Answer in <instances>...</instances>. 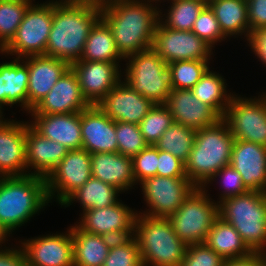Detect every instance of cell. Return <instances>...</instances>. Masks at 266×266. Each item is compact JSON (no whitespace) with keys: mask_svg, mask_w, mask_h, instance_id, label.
Returning a JSON list of instances; mask_svg holds the SVG:
<instances>
[{"mask_svg":"<svg viewBox=\"0 0 266 266\" xmlns=\"http://www.w3.org/2000/svg\"><path fill=\"white\" fill-rule=\"evenodd\" d=\"M142 1L113 0L101 5V18L111 28L117 50L124 60L153 45L161 10Z\"/></svg>","mask_w":266,"mask_h":266,"instance_id":"6da1fadb","label":"cell"},{"mask_svg":"<svg viewBox=\"0 0 266 266\" xmlns=\"http://www.w3.org/2000/svg\"><path fill=\"white\" fill-rule=\"evenodd\" d=\"M101 19V5L88 3H54L53 21L45 56L78 61L91 29Z\"/></svg>","mask_w":266,"mask_h":266,"instance_id":"7a4b0ae2","label":"cell"},{"mask_svg":"<svg viewBox=\"0 0 266 266\" xmlns=\"http://www.w3.org/2000/svg\"><path fill=\"white\" fill-rule=\"evenodd\" d=\"M234 141L223 119L211 127L196 130L194 145L185 162L186 176L196 187H206L214 174L230 164Z\"/></svg>","mask_w":266,"mask_h":266,"instance_id":"3957f363","label":"cell"},{"mask_svg":"<svg viewBox=\"0 0 266 266\" xmlns=\"http://www.w3.org/2000/svg\"><path fill=\"white\" fill-rule=\"evenodd\" d=\"M48 203L45 178L0 177V223L9 233L28 222Z\"/></svg>","mask_w":266,"mask_h":266,"instance_id":"277c9868","label":"cell"},{"mask_svg":"<svg viewBox=\"0 0 266 266\" xmlns=\"http://www.w3.org/2000/svg\"><path fill=\"white\" fill-rule=\"evenodd\" d=\"M140 213L134 222V237L143 266H180L188 245L179 239L170 221Z\"/></svg>","mask_w":266,"mask_h":266,"instance_id":"5b68a950","label":"cell"},{"mask_svg":"<svg viewBox=\"0 0 266 266\" xmlns=\"http://www.w3.org/2000/svg\"><path fill=\"white\" fill-rule=\"evenodd\" d=\"M218 213L232 225L252 252L266 253V192L245 194L217 201Z\"/></svg>","mask_w":266,"mask_h":266,"instance_id":"8992f818","label":"cell"},{"mask_svg":"<svg viewBox=\"0 0 266 266\" xmlns=\"http://www.w3.org/2000/svg\"><path fill=\"white\" fill-rule=\"evenodd\" d=\"M124 81L154 104H165L172 90L169 65L151 48L130 55Z\"/></svg>","mask_w":266,"mask_h":266,"instance_id":"52a82bcc","label":"cell"},{"mask_svg":"<svg viewBox=\"0 0 266 266\" xmlns=\"http://www.w3.org/2000/svg\"><path fill=\"white\" fill-rule=\"evenodd\" d=\"M205 187H196L167 219L179 239L187 245L203 243L219 216L218 203L211 201Z\"/></svg>","mask_w":266,"mask_h":266,"instance_id":"ba28073f","label":"cell"},{"mask_svg":"<svg viewBox=\"0 0 266 266\" xmlns=\"http://www.w3.org/2000/svg\"><path fill=\"white\" fill-rule=\"evenodd\" d=\"M53 2L31 4L15 36L0 52L16 55L18 59L44 55L52 27Z\"/></svg>","mask_w":266,"mask_h":266,"instance_id":"9c48e42d","label":"cell"},{"mask_svg":"<svg viewBox=\"0 0 266 266\" xmlns=\"http://www.w3.org/2000/svg\"><path fill=\"white\" fill-rule=\"evenodd\" d=\"M260 98H242L233 95L223 120L233 137L266 147V94Z\"/></svg>","mask_w":266,"mask_h":266,"instance_id":"30bf717a","label":"cell"},{"mask_svg":"<svg viewBox=\"0 0 266 266\" xmlns=\"http://www.w3.org/2000/svg\"><path fill=\"white\" fill-rule=\"evenodd\" d=\"M149 211L141 213L152 218H168L196 188L188 177H149L140 182Z\"/></svg>","mask_w":266,"mask_h":266,"instance_id":"8fae6325","label":"cell"},{"mask_svg":"<svg viewBox=\"0 0 266 266\" xmlns=\"http://www.w3.org/2000/svg\"><path fill=\"white\" fill-rule=\"evenodd\" d=\"M90 153L81 148L69 150L46 178L49 202L55 197L62 206L66 199L91 178Z\"/></svg>","mask_w":266,"mask_h":266,"instance_id":"7c38bea8","label":"cell"},{"mask_svg":"<svg viewBox=\"0 0 266 266\" xmlns=\"http://www.w3.org/2000/svg\"><path fill=\"white\" fill-rule=\"evenodd\" d=\"M152 49L167 64L179 60H210L212 47L193 31H179L158 22Z\"/></svg>","mask_w":266,"mask_h":266,"instance_id":"4fadbf2b","label":"cell"},{"mask_svg":"<svg viewBox=\"0 0 266 266\" xmlns=\"http://www.w3.org/2000/svg\"><path fill=\"white\" fill-rule=\"evenodd\" d=\"M136 215L137 212L118 201L109 207L84 211L76 225L87 233L118 240L134 236Z\"/></svg>","mask_w":266,"mask_h":266,"instance_id":"5bb4252c","label":"cell"},{"mask_svg":"<svg viewBox=\"0 0 266 266\" xmlns=\"http://www.w3.org/2000/svg\"><path fill=\"white\" fill-rule=\"evenodd\" d=\"M118 66V63L86 60L71 64L82 94L90 105H97L121 81Z\"/></svg>","mask_w":266,"mask_h":266,"instance_id":"9a60e30c","label":"cell"},{"mask_svg":"<svg viewBox=\"0 0 266 266\" xmlns=\"http://www.w3.org/2000/svg\"><path fill=\"white\" fill-rule=\"evenodd\" d=\"M68 233V234H67ZM65 234L25 240L21 247L29 266H74L71 227Z\"/></svg>","mask_w":266,"mask_h":266,"instance_id":"2e32d148","label":"cell"},{"mask_svg":"<svg viewBox=\"0 0 266 266\" xmlns=\"http://www.w3.org/2000/svg\"><path fill=\"white\" fill-rule=\"evenodd\" d=\"M154 103L120 81L97 106L112 120L139 124Z\"/></svg>","mask_w":266,"mask_h":266,"instance_id":"e0dca14e","label":"cell"},{"mask_svg":"<svg viewBox=\"0 0 266 266\" xmlns=\"http://www.w3.org/2000/svg\"><path fill=\"white\" fill-rule=\"evenodd\" d=\"M91 105L84 98L76 73L70 67L50 92L31 110V114H68L81 112Z\"/></svg>","mask_w":266,"mask_h":266,"instance_id":"ac0fdd59","label":"cell"},{"mask_svg":"<svg viewBox=\"0 0 266 266\" xmlns=\"http://www.w3.org/2000/svg\"><path fill=\"white\" fill-rule=\"evenodd\" d=\"M28 124L14 120H4L0 124V177L30 175L31 171H25Z\"/></svg>","mask_w":266,"mask_h":266,"instance_id":"d6986e66","label":"cell"},{"mask_svg":"<svg viewBox=\"0 0 266 266\" xmlns=\"http://www.w3.org/2000/svg\"><path fill=\"white\" fill-rule=\"evenodd\" d=\"M230 165L249 191L266 192V147L235 139Z\"/></svg>","mask_w":266,"mask_h":266,"instance_id":"ffe728a7","label":"cell"},{"mask_svg":"<svg viewBox=\"0 0 266 266\" xmlns=\"http://www.w3.org/2000/svg\"><path fill=\"white\" fill-rule=\"evenodd\" d=\"M21 60L28 67V107L33 110L71 65L45 55L28 56Z\"/></svg>","mask_w":266,"mask_h":266,"instance_id":"44dd1931","label":"cell"},{"mask_svg":"<svg viewBox=\"0 0 266 266\" xmlns=\"http://www.w3.org/2000/svg\"><path fill=\"white\" fill-rule=\"evenodd\" d=\"M165 105L174 122L195 130L211 127L222 119L210 106L194 96L190 89L172 88Z\"/></svg>","mask_w":266,"mask_h":266,"instance_id":"7402d4cb","label":"cell"},{"mask_svg":"<svg viewBox=\"0 0 266 266\" xmlns=\"http://www.w3.org/2000/svg\"><path fill=\"white\" fill-rule=\"evenodd\" d=\"M82 148L90 154L118 152L115 121L97 105L81 111Z\"/></svg>","mask_w":266,"mask_h":266,"instance_id":"603a6c76","label":"cell"},{"mask_svg":"<svg viewBox=\"0 0 266 266\" xmlns=\"http://www.w3.org/2000/svg\"><path fill=\"white\" fill-rule=\"evenodd\" d=\"M29 123L39 134L69 150L82 148L81 112L68 114H31Z\"/></svg>","mask_w":266,"mask_h":266,"instance_id":"cb8c5ba5","label":"cell"},{"mask_svg":"<svg viewBox=\"0 0 266 266\" xmlns=\"http://www.w3.org/2000/svg\"><path fill=\"white\" fill-rule=\"evenodd\" d=\"M69 149L39 134L30 124L26 127V163L34 172L30 175L47 178Z\"/></svg>","mask_w":266,"mask_h":266,"instance_id":"d4e9b609","label":"cell"},{"mask_svg":"<svg viewBox=\"0 0 266 266\" xmlns=\"http://www.w3.org/2000/svg\"><path fill=\"white\" fill-rule=\"evenodd\" d=\"M90 156L92 177L115 186L121 192L135 185L132 157L118 152L92 153Z\"/></svg>","mask_w":266,"mask_h":266,"instance_id":"484cf974","label":"cell"},{"mask_svg":"<svg viewBox=\"0 0 266 266\" xmlns=\"http://www.w3.org/2000/svg\"><path fill=\"white\" fill-rule=\"evenodd\" d=\"M21 59L15 58L12 62L0 64V108L3 105L12 106L21 103L28 113V67Z\"/></svg>","mask_w":266,"mask_h":266,"instance_id":"4316f807","label":"cell"},{"mask_svg":"<svg viewBox=\"0 0 266 266\" xmlns=\"http://www.w3.org/2000/svg\"><path fill=\"white\" fill-rule=\"evenodd\" d=\"M74 266H103L113 239L71 226Z\"/></svg>","mask_w":266,"mask_h":266,"instance_id":"83f0119b","label":"cell"},{"mask_svg":"<svg viewBox=\"0 0 266 266\" xmlns=\"http://www.w3.org/2000/svg\"><path fill=\"white\" fill-rule=\"evenodd\" d=\"M207 4L213 10L225 37L244 33L248 41L250 28L247 0H210Z\"/></svg>","mask_w":266,"mask_h":266,"instance_id":"f1b7e54d","label":"cell"},{"mask_svg":"<svg viewBox=\"0 0 266 266\" xmlns=\"http://www.w3.org/2000/svg\"><path fill=\"white\" fill-rule=\"evenodd\" d=\"M205 243L224 259L242 258L253 253L236 229L219 216L215 219Z\"/></svg>","mask_w":266,"mask_h":266,"instance_id":"f546056e","label":"cell"},{"mask_svg":"<svg viewBox=\"0 0 266 266\" xmlns=\"http://www.w3.org/2000/svg\"><path fill=\"white\" fill-rule=\"evenodd\" d=\"M122 59L111 28L101 18L91 29L79 60L119 63Z\"/></svg>","mask_w":266,"mask_h":266,"instance_id":"4dcf8cb0","label":"cell"},{"mask_svg":"<svg viewBox=\"0 0 266 266\" xmlns=\"http://www.w3.org/2000/svg\"><path fill=\"white\" fill-rule=\"evenodd\" d=\"M119 189L110 184L104 183L101 180L91 178L74 193H72L62 204L68 207L72 201L78 200L82 205L83 212L88 209H102L109 207L118 202Z\"/></svg>","mask_w":266,"mask_h":266,"instance_id":"1f68e13d","label":"cell"},{"mask_svg":"<svg viewBox=\"0 0 266 266\" xmlns=\"http://www.w3.org/2000/svg\"><path fill=\"white\" fill-rule=\"evenodd\" d=\"M209 69L191 89L202 103L210 106L221 118L225 115L226 109L232 98L227 94L224 78Z\"/></svg>","mask_w":266,"mask_h":266,"instance_id":"d6a6232c","label":"cell"},{"mask_svg":"<svg viewBox=\"0 0 266 266\" xmlns=\"http://www.w3.org/2000/svg\"><path fill=\"white\" fill-rule=\"evenodd\" d=\"M195 136V129L173 122L154 146L160 151L171 153L185 163L194 145Z\"/></svg>","mask_w":266,"mask_h":266,"instance_id":"836d02e7","label":"cell"},{"mask_svg":"<svg viewBox=\"0 0 266 266\" xmlns=\"http://www.w3.org/2000/svg\"><path fill=\"white\" fill-rule=\"evenodd\" d=\"M206 5L201 0H172L169 13L165 17L167 19L162 21V13L159 12V22L170 29L192 31L195 20Z\"/></svg>","mask_w":266,"mask_h":266,"instance_id":"e575fe53","label":"cell"},{"mask_svg":"<svg viewBox=\"0 0 266 266\" xmlns=\"http://www.w3.org/2000/svg\"><path fill=\"white\" fill-rule=\"evenodd\" d=\"M32 0L0 1V51L15 36Z\"/></svg>","mask_w":266,"mask_h":266,"instance_id":"d590c367","label":"cell"},{"mask_svg":"<svg viewBox=\"0 0 266 266\" xmlns=\"http://www.w3.org/2000/svg\"><path fill=\"white\" fill-rule=\"evenodd\" d=\"M209 60H179L169 63L172 88L192 89L209 69Z\"/></svg>","mask_w":266,"mask_h":266,"instance_id":"8d00e7d4","label":"cell"},{"mask_svg":"<svg viewBox=\"0 0 266 266\" xmlns=\"http://www.w3.org/2000/svg\"><path fill=\"white\" fill-rule=\"evenodd\" d=\"M173 122L165 104H154L138 125L148 145H154Z\"/></svg>","mask_w":266,"mask_h":266,"instance_id":"74e56055","label":"cell"},{"mask_svg":"<svg viewBox=\"0 0 266 266\" xmlns=\"http://www.w3.org/2000/svg\"><path fill=\"white\" fill-rule=\"evenodd\" d=\"M103 266H143L135 237L113 240Z\"/></svg>","mask_w":266,"mask_h":266,"instance_id":"f35d334b","label":"cell"},{"mask_svg":"<svg viewBox=\"0 0 266 266\" xmlns=\"http://www.w3.org/2000/svg\"><path fill=\"white\" fill-rule=\"evenodd\" d=\"M118 153L133 157L148 146L138 124L115 121Z\"/></svg>","mask_w":266,"mask_h":266,"instance_id":"ab89813d","label":"cell"},{"mask_svg":"<svg viewBox=\"0 0 266 266\" xmlns=\"http://www.w3.org/2000/svg\"><path fill=\"white\" fill-rule=\"evenodd\" d=\"M192 31L211 47H214L213 45H215L216 42H221L226 38L222 34L219 22L208 4L195 20Z\"/></svg>","mask_w":266,"mask_h":266,"instance_id":"60d3db41","label":"cell"},{"mask_svg":"<svg viewBox=\"0 0 266 266\" xmlns=\"http://www.w3.org/2000/svg\"><path fill=\"white\" fill-rule=\"evenodd\" d=\"M225 259L205 242L190 244L180 266H223Z\"/></svg>","mask_w":266,"mask_h":266,"instance_id":"b9f144b4","label":"cell"},{"mask_svg":"<svg viewBox=\"0 0 266 266\" xmlns=\"http://www.w3.org/2000/svg\"><path fill=\"white\" fill-rule=\"evenodd\" d=\"M132 159L133 174L137 183L157 175L158 149L154 145H148Z\"/></svg>","mask_w":266,"mask_h":266,"instance_id":"7bdbcfd3","label":"cell"},{"mask_svg":"<svg viewBox=\"0 0 266 266\" xmlns=\"http://www.w3.org/2000/svg\"><path fill=\"white\" fill-rule=\"evenodd\" d=\"M217 177H221L223 180L221 183L223 184V189L225 190L222 191V194H220L221 201H223L225 198L242 195L249 191L243 184L239 172L230 164L220 169L206 184L212 182V180L214 181V179L216 180Z\"/></svg>","mask_w":266,"mask_h":266,"instance_id":"ee69618b","label":"cell"},{"mask_svg":"<svg viewBox=\"0 0 266 266\" xmlns=\"http://www.w3.org/2000/svg\"><path fill=\"white\" fill-rule=\"evenodd\" d=\"M157 176L187 177L185 163L169 152L158 150Z\"/></svg>","mask_w":266,"mask_h":266,"instance_id":"f6af8a7d","label":"cell"},{"mask_svg":"<svg viewBox=\"0 0 266 266\" xmlns=\"http://www.w3.org/2000/svg\"><path fill=\"white\" fill-rule=\"evenodd\" d=\"M250 34L266 27V0H247Z\"/></svg>","mask_w":266,"mask_h":266,"instance_id":"bcb514c9","label":"cell"},{"mask_svg":"<svg viewBox=\"0 0 266 266\" xmlns=\"http://www.w3.org/2000/svg\"><path fill=\"white\" fill-rule=\"evenodd\" d=\"M248 42L255 55H257L263 64H266V27L252 32Z\"/></svg>","mask_w":266,"mask_h":266,"instance_id":"7dc6e473","label":"cell"},{"mask_svg":"<svg viewBox=\"0 0 266 266\" xmlns=\"http://www.w3.org/2000/svg\"><path fill=\"white\" fill-rule=\"evenodd\" d=\"M0 266H29L22 247L0 249Z\"/></svg>","mask_w":266,"mask_h":266,"instance_id":"c3c4849f","label":"cell"},{"mask_svg":"<svg viewBox=\"0 0 266 266\" xmlns=\"http://www.w3.org/2000/svg\"><path fill=\"white\" fill-rule=\"evenodd\" d=\"M223 266H266V253L253 252L246 257L225 259Z\"/></svg>","mask_w":266,"mask_h":266,"instance_id":"681fc988","label":"cell"},{"mask_svg":"<svg viewBox=\"0 0 266 266\" xmlns=\"http://www.w3.org/2000/svg\"><path fill=\"white\" fill-rule=\"evenodd\" d=\"M8 234V235H7ZM11 233H9L0 223V245L1 243L3 244V242L6 240L7 236H10Z\"/></svg>","mask_w":266,"mask_h":266,"instance_id":"f907efd6","label":"cell"},{"mask_svg":"<svg viewBox=\"0 0 266 266\" xmlns=\"http://www.w3.org/2000/svg\"><path fill=\"white\" fill-rule=\"evenodd\" d=\"M93 0H59V1H55L54 3H88L91 2Z\"/></svg>","mask_w":266,"mask_h":266,"instance_id":"816d5d0a","label":"cell"},{"mask_svg":"<svg viewBox=\"0 0 266 266\" xmlns=\"http://www.w3.org/2000/svg\"><path fill=\"white\" fill-rule=\"evenodd\" d=\"M94 1L97 2L100 5H103V4H106V3L110 2V1H113V0H94Z\"/></svg>","mask_w":266,"mask_h":266,"instance_id":"f5cc1de1","label":"cell"},{"mask_svg":"<svg viewBox=\"0 0 266 266\" xmlns=\"http://www.w3.org/2000/svg\"><path fill=\"white\" fill-rule=\"evenodd\" d=\"M3 115H2V109L0 108V124L3 122V119L2 118H4V117H2Z\"/></svg>","mask_w":266,"mask_h":266,"instance_id":"db71d44e","label":"cell"},{"mask_svg":"<svg viewBox=\"0 0 266 266\" xmlns=\"http://www.w3.org/2000/svg\"><path fill=\"white\" fill-rule=\"evenodd\" d=\"M144 1L146 2V0H144ZM154 1L156 2V1H160V0H147V2H149V3L154 2Z\"/></svg>","mask_w":266,"mask_h":266,"instance_id":"11a10c76","label":"cell"}]
</instances>
